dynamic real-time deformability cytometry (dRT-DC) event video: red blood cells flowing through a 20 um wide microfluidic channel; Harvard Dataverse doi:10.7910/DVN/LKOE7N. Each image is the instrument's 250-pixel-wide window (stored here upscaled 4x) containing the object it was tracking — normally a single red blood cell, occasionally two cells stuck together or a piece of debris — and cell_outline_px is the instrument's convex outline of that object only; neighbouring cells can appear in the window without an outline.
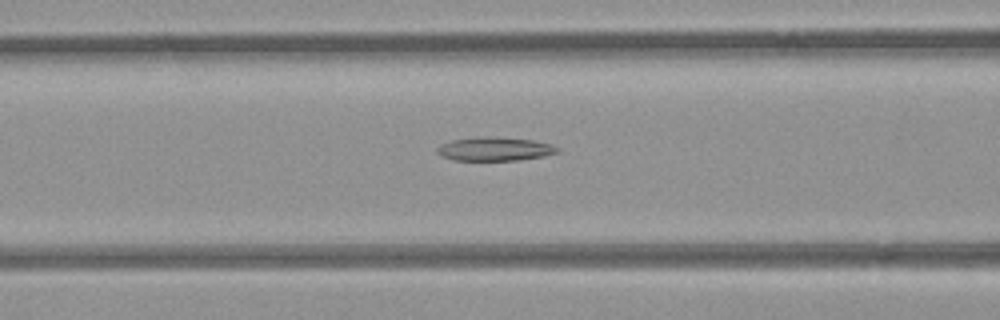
{"species": "common noctule bat (a hibernating species)", "species_latin": "Nyctalus noctula", "temperature_condition": "room temperature", "stored_images_in_passage": 35, "camera_frame_rate_fps": 3000, "um_per_image_px": 0.085, "animal": {"sex": "female", "body_mass_g": 21.9}, "frame": {"image": 1, "passage_image": 10, "time_ms": 3.0, "image_size_px": [1000, 320], "cell_outline_px": [[560, 148], [556, 152], [544, 156], [520, 160], [452, 160], [436, 152], [436, 148], [440, 144], [452, 140], [476, 136], [480, 136], [532, 140], [552, 144]], "centroid_in_image_um": [42.03, 12.66], "position_along_channel_um": 124.6, "area_um2": 16.53}}
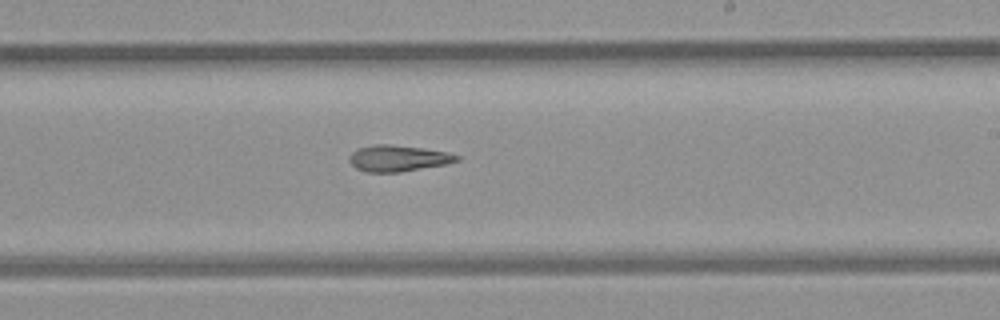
{"frame": {"image": 2, "passage_image": 20, "time_ms": 6.333, "image_size_px": [1000, 320], "cell_outline_px": [[460, 160], [444, 164], [400, 172], [364, 172], [356, 168], [348, 160], [348, 156], [356, 148], [372, 144], [388, 144], [420, 148], [444, 152], [460, 156]], "centroid_in_image_um": [33.75, 13.45], "position_along_channel_um": 255.3, "area_um2": 16.3}}
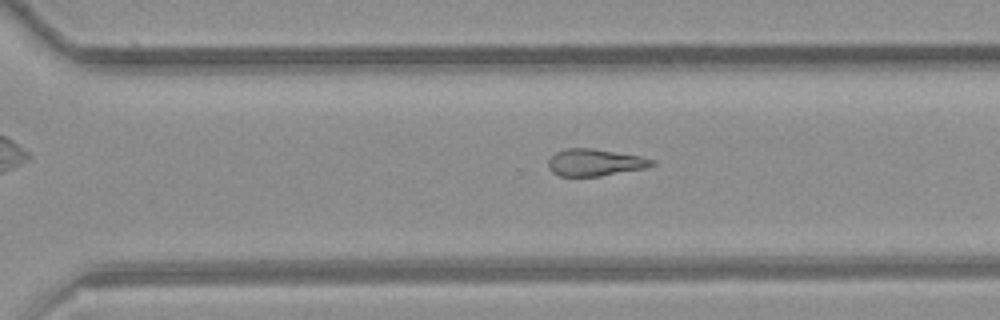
{"frame": {"image": 3, "passage_image": 25, "time_ms": 8.0, "image_size_px": [1000, 320], "cell_outline_px": [[656, 164], [644, 168], [600, 176], [560, 176], [552, 172], [548, 168], [548, 160], [556, 152], [564, 148], [592, 148], [640, 156], [656, 160]], "centroid_in_image_um": [50.55, 13.8], "position_along_channel_um": 320.0, "area_um2": 16.3}}